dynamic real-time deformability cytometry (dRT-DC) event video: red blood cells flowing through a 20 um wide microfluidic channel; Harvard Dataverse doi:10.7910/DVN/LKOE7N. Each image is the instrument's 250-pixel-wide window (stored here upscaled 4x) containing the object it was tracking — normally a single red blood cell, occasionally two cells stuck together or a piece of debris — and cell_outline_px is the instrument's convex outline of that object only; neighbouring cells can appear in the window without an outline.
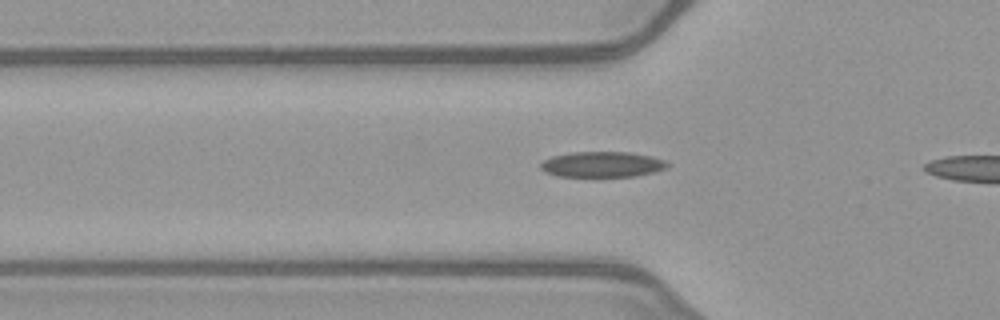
{"species": "common noctule bat (a hibernating species)", "species_latin": "Nyctalus noctula", "temperature_condition": "warm", "stored_images_in_passage": 27, "camera_frame_rate_fps": 3000, "um_per_image_px": 0.085, "animal": {"sex": "female", "body_mass_g": 21.9}, "frame": {"image": 1, "passage_image": 3, "time_ms": 0.667, "image_size_px": [1000, 320], "cell_outline_px": [[672, 164], [668, 168], [656, 172], [636, 176], [592, 180], [556, 176], [544, 172], [540, 168], [540, 164], [544, 160], [552, 156], [572, 152], [632, 152], [652, 156], [664, 160]], "centroid_in_image_um": [51.2, 14.03], "position_along_channel_um": 74.6, "area_um2": 20.29}}
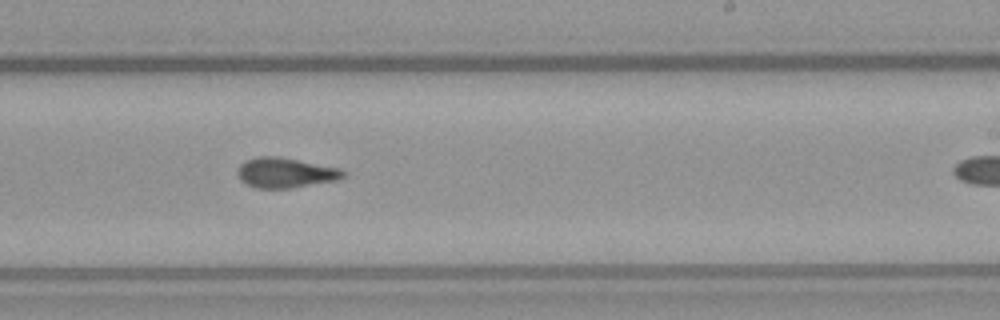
{"frame": {"image": 2, "passage_image": 17, "time_ms": 5.333, "image_size_px": [1000, 320], "cell_outline_px": [[348, 176], [340, 180], [292, 188], [256, 188], [240, 180], [236, 172], [236, 168], [244, 160], [260, 156], [276, 156], [340, 168], [348, 172]], "centroid_in_image_um": [24.3, 14.69], "position_along_channel_um": 264.7, "area_um2": 18.84}}
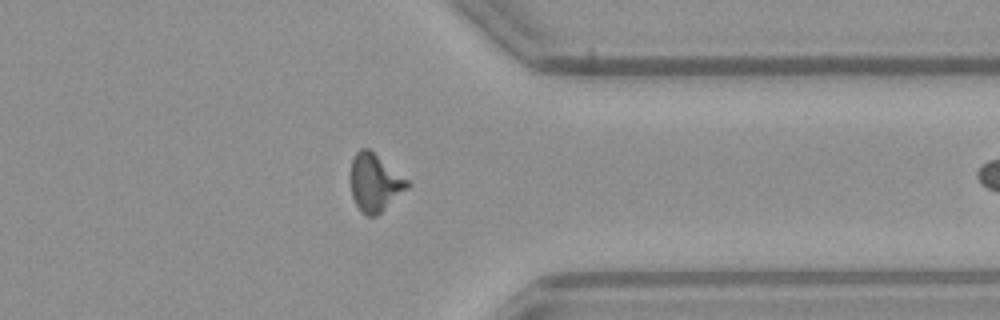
{"frame": {"image": 3, "passage_image": 26, "time_ms": 8.333, "image_size_px": [1000, 320], "cell_outline_px": [[412, 184], [408, 188], [376, 216], [368, 216], [356, 204], [352, 196], [352, 160], [356, 152], [360, 148], [368, 148], [412, 180]], "centroid_in_image_um": [31.94, 15.49], "position_along_channel_um": 379.5, "area_um2": 19.02}}